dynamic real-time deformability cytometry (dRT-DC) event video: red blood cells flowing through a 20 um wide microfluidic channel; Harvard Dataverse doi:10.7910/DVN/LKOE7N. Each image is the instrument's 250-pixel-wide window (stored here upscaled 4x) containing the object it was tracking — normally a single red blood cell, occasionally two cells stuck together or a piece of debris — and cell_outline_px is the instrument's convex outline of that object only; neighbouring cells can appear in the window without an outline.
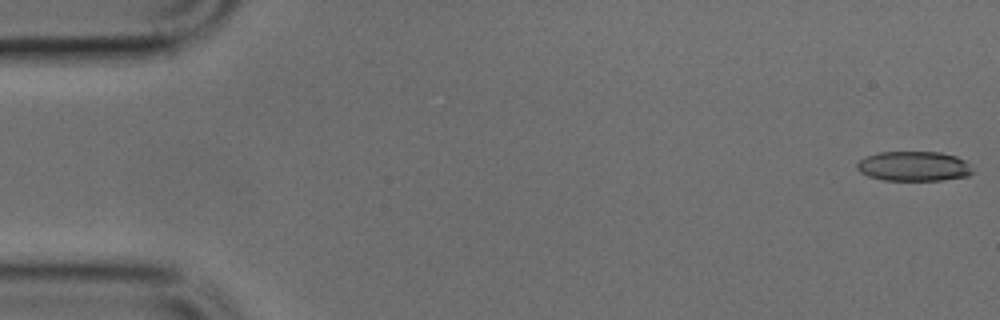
{"species": "common noctule bat (a hibernating species)", "species_latin": "Nyctalus noctula", "temperature_condition": "cold", "stored_images_in_passage": 14, "camera_frame_rate_fps": 3000, "um_per_image_px": 0.085, "animal": {"sex": "male", "body_mass_g": 17.9, "forearm_length_mm": 54.2}, "frame": {"image": 1, "passage_image": 1, "time_ms": 0.0, "image_size_px": [1000, 320], "cell_outline_px": [[972, 172], [968, 176], [940, 180], [884, 180], [868, 176], [860, 172], [856, 168], [856, 164], [860, 160], [868, 156], [880, 152], [940, 152], [956, 156], [972, 164]], "centroid_in_image_um": [77.69, 14.13], "position_along_channel_um": 7.3, "area_um2": 20.06}}